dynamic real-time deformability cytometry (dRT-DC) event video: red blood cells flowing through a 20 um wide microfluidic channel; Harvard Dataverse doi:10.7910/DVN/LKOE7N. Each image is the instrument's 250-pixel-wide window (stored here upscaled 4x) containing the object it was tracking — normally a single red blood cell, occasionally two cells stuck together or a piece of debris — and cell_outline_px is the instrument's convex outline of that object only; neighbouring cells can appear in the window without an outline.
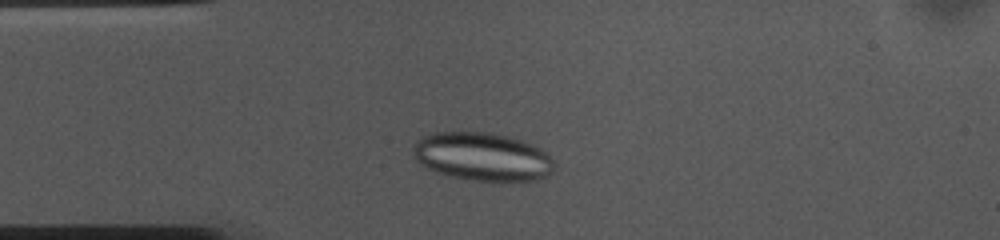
{"species": "common noctule bat (a hibernating species)", "species_latin": "Nyctalus noctula", "temperature_condition": "cold", "stored_images_in_passage": 38, "camera_frame_rate_fps": 3000, "um_per_image_px": 0.085, "animal": {"sex": "female", "body_mass_g": 10.0, "forearm_length_mm": 53.1}, "frame": {"image": 1, "passage_image": 7, "time_ms": 2.0, "image_size_px": [1000, 240], "cell_outline_px": [[556, 168], [552, 172], [536, 180], [472, 180], [452, 176], [436, 172], [420, 164], [416, 160], [412, 152], [412, 148], [416, 140], [420, 136], [432, 132], [488, 132], [508, 136], [532, 144], [540, 148], [552, 160]], "centroid_in_image_um": [40.95, 13.29], "position_along_channel_um": 44.1, "area_um2": 39.59}}
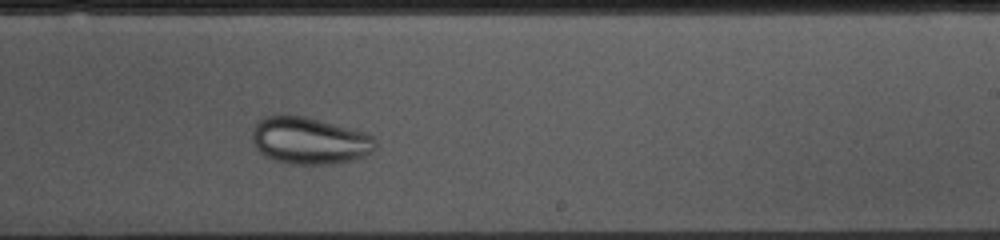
{"frame": {"image": 2, "passage_image": 26, "time_ms": 8.333, "image_size_px": [1000, 240], "cell_outline_px": [[376, 148], [372, 152], [364, 156], [352, 160], [332, 164], [292, 164], [276, 160], [264, 156], [256, 148], [252, 140], [252, 132], [256, 124], [264, 116], [304, 116], [364, 132], [372, 136], [376, 140]], "centroid_in_image_um": [26.31, 11.97], "position_along_channel_um": 262.7, "area_um2": 33.47}}
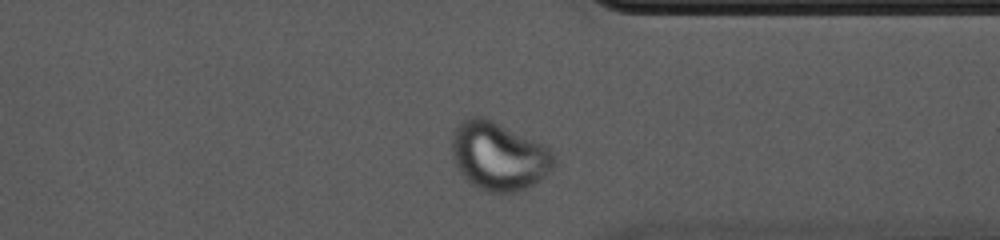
{"frame": {"image": 3, "passage_image": 35, "time_ms": 11.333, "image_size_px": [1000, 240], "cell_outline_px": [[556, 160], [552, 168], [544, 176], [528, 188], [516, 192], [488, 192], [472, 184], [460, 172], [452, 156], [452, 132], [468, 116], [480, 116], [492, 120], [544, 144], [556, 156]], "centroid_in_image_um": [42.4, 13.26], "position_along_channel_um": 369.0, "area_um2": 40.46}}